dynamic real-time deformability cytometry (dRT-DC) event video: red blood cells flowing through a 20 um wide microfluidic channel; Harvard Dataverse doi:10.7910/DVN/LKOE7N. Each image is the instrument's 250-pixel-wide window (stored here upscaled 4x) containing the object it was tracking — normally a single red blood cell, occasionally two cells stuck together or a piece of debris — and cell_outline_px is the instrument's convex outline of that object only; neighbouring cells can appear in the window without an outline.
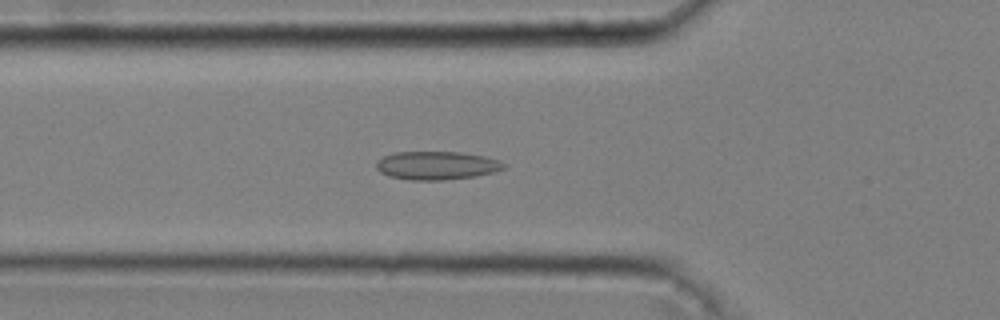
{"species": "common noctule bat (a hibernating species)", "species_latin": "Nyctalus noctula", "temperature_condition": "cold", "stored_images_in_passage": 42, "camera_frame_rate_fps": 3000, "um_per_image_px": 0.085, "animal": {"sex": "male", "body_mass_g": 20.4}, "frame": {"image": 1, "passage_image": 8, "time_ms": 2.333, "image_size_px": [1000, 320], "cell_outline_px": [[508, 164], [504, 168], [492, 172], [476, 176], [444, 180], [412, 180], [388, 176], [380, 172], [376, 168], [376, 164], [384, 156], [392, 152], [460, 152], [484, 156], [500, 160]], "centroid_in_image_um": [37.13, 14.06], "position_along_channel_um": 88.7, "area_um2": 21.1}}
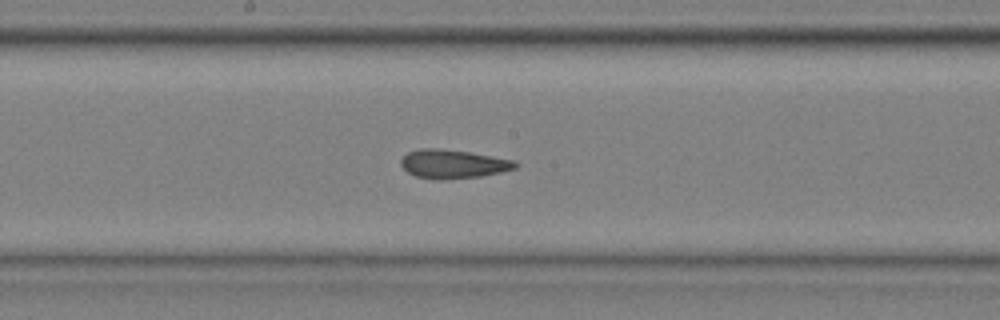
{"frame": {"image": 2, "passage_image": 18, "time_ms": 5.667, "image_size_px": [1000, 320], "cell_outline_px": [[520, 164], [516, 168], [500, 172], [480, 176], [444, 180], [440, 180], [416, 176], [408, 172], [400, 164], [400, 160], [408, 152], [420, 148], [436, 148], [468, 152], [516, 160]], "centroid_in_image_um": [38.52, 13.94], "position_along_channel_um": 209.7, "area_um2": 19.13}}
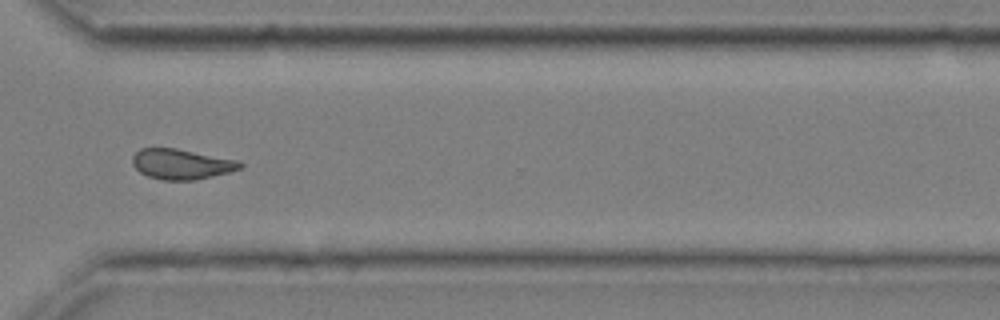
{"frame": {"image": 3, "passage_image": 30, "time_ms": 9.667, "image_size_px": [1000, 320], "cell_outline_px": [[244, 164], [240, 168], [228, 172], [196, 180], [160, 180], [148, 176], [140, 172], [132, 164], [132, 156], [140, 148], [176, 148], [240, 160]], "centroid_in_image_um": [15.42, 13.94], "position_along_channel_um": 355.2, "area_um2": 19.07}, "authors_computed_cell_mechanics": {"area_um2": 19.2185, "velocity_mm_per_s": 3.6214, "shape_relaxation_time_tau1_ms": null, "shape_relaxation_time_tau2_ms": 4.9354, "deformation_change_tau1": null, "deformation_change_tau2": 0.1221}}